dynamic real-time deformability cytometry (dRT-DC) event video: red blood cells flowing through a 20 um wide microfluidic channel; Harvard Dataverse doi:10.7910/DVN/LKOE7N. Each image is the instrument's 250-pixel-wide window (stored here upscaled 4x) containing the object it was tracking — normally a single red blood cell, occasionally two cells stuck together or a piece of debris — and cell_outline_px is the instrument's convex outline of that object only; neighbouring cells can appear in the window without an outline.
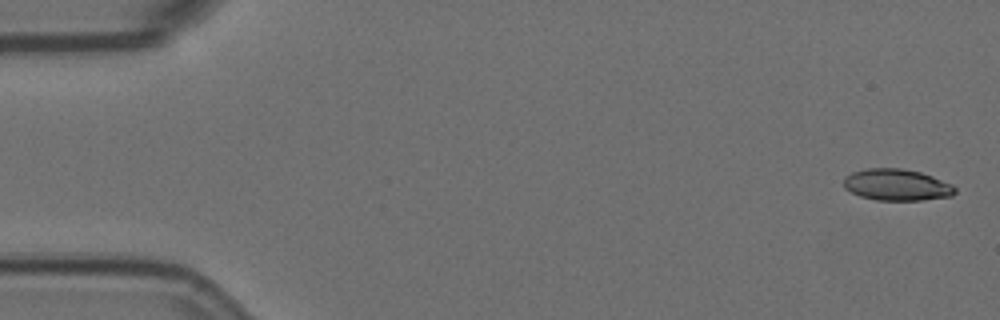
{"species": "Egyptian fruit bat (a non-hibernating species)", "species_latin": "Rousettus aegyptiacus", "temperature_condition": "room temperature", "stored_images_in_passage": 4, "camera_frame_rate_fps": 3000, "um_per_image_px": 0.085, "animal": {"sex": "female"}, "frame": {"image": 1, "passage_image": 1, "time_ms": 0.0, "image_size_px": [1000, 320], "cell_outline_px": [[956, 192], [952, 196], [920, 200], [876, 200], [860, 196], [844, 188], [844, 176], [852, 172], [864, 168], [900, 168], [920, 172], [932, 176], [952, 184], [956, 188]], "centroid_in_image_um": [76.21, 15.7], "position_along_channel_um": 8.8, "area_um2": 20.52}}
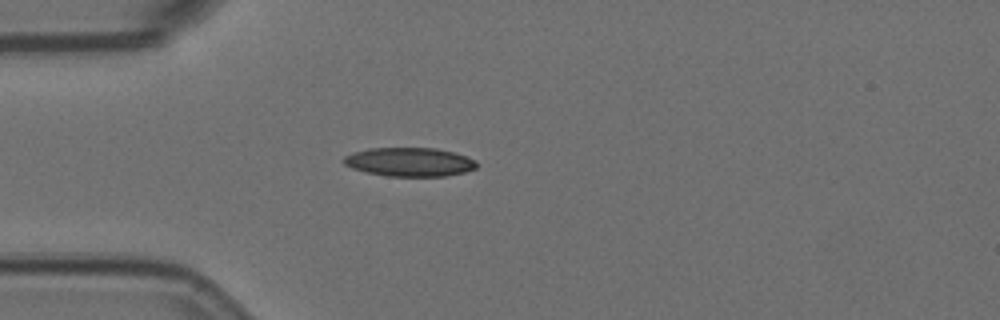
{"frame": {"image": 2, "passage_image": 4, "time_ms": 1.0, "image_size_px": [1000, 320], "cell_outline_px": [[480, 164], [476, 168], [464, 172], [444, 176], [388, 176], [368, 172], [352, 168], [344, 164], [340, 160], [344, 156], [352, 152], [368, 148], [436, 148], [456, 152], [476, 160]], "centroid_in_image_um": [34.82, 13.75], "position_along_channel_um": 50.2, "area_um2": 22.54}}